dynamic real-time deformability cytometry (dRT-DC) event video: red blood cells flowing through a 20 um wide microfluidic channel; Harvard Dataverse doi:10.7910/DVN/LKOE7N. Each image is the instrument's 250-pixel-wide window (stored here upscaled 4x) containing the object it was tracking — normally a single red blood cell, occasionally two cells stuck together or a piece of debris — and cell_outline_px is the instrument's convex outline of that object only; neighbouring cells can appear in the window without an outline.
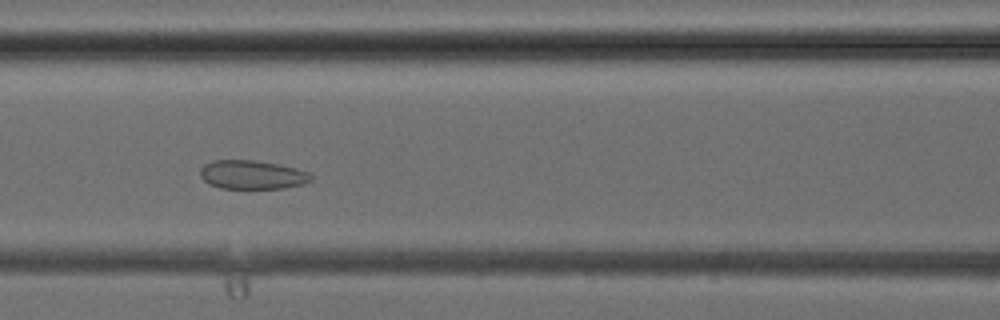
{"species": "common noctule bat (a hibernating species)", "species_latin": "Nyctalus noctula", "temperature_condition": "cold", "stored_images_in_passage": 37, "camera_frame_rate_fps": 3000, "um_per_image_px": 0.085, "animal": {"sex": "female", "body_mass_g": 24.6, "forearm_length_mm": 56.2}, "frame": {"image": 1, "passage_image": 15, "time_ms": 4.667, "image_size_px": [1000, 320], "cell_outline_px": [[312, 180], [304, 184], [284, 188], [220, 188], [208, 184], [200, 176], [200, 168], [204, 164], [212, 160], [252, 160], [276, 164], [296, 168], [308, 172], [312, 176]], "centroid_in_image_um": [21.41, 14.85], "position_along_channel_um": 145.2, "area_um2": 18.61}}
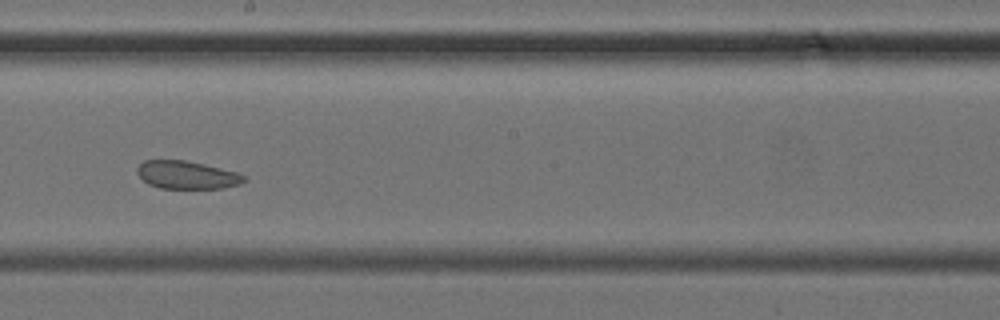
{"frame": {"image": 2, "passage_image": 20, "time_ms": 6.333, "image_size_px": [1000, 320], "cell_outline_px": [[248, 180], [240, 184], [224, 188], [160, 188], [148, 184], [136, 172], [136, 168], [144, 160], [184, 160], [204, 164], [236, 172], [244, 176]], "centroid_in_image_um": [15.88, 14.87], "position_along_channel_um": 232.3, "area_um2": 17.34}}
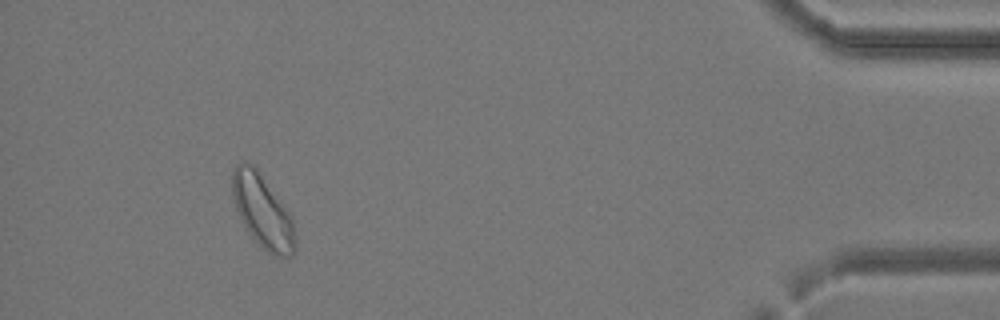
{"frame": {"image": 3, "passage_image": 34, "time_ms": 11.0, "image_size_px": [1000, 320], "cell_outline_px": [[296, 248], [292, 256], [280, 256], [268, 252], [244, 228], [240, 220], [232, 196], [232, 172], [236, 164], [244, 160], [248, 160], [256, 168], [292, 216], [296, 240]], "centroid_in_image_um": [22.3, 17.93], "position_along_channel_um": 412.9, "area_um2": 26.76}}